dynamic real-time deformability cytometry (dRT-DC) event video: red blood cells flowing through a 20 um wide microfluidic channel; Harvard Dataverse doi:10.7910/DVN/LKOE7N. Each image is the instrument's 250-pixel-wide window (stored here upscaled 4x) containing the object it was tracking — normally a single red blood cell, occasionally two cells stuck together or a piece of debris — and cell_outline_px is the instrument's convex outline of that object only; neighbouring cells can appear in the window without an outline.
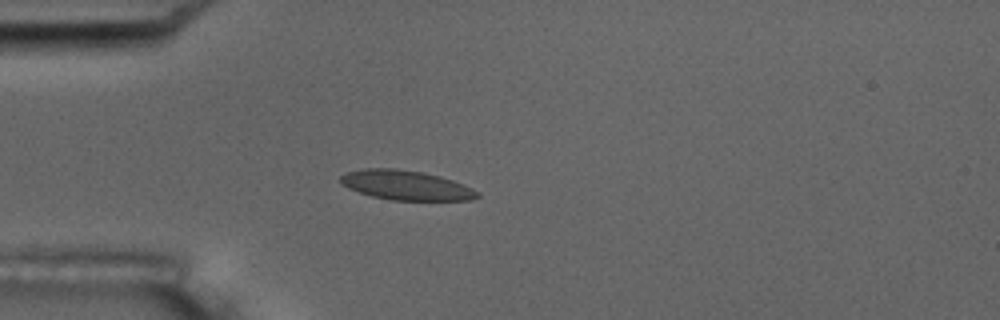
{"species": "common noctule bat (a hibernating species)", "species_latin": "Nyctalus noctula", "temperature_condition": "room temperature", "stored_images_in_passage": 7, "camera_frame_rate_fps": 3000, "um_per_image_px": 0.085, "animal": {"sex": "male", "body_mass_g": 17.5, "forearm_length_mm": 52.3}, "frame": {"image": 1, "passage_image": 4, "time_ms": 3.333, "image_size_px": [1000, 320], "cell_outline_px": [[480, 196], [472, 200], [392, 200], [372, 196], [348, 188], [340, 184], [340, 176], [348, 172], [364, 168], [396, 168], [424, 172], [440, 176], [452, 180], [472, 188], [480, 192]], "centroid_in_image_um": [34.52, 15.74], "position_along_channel_um": 50.5, "area_um2": 23.64}}